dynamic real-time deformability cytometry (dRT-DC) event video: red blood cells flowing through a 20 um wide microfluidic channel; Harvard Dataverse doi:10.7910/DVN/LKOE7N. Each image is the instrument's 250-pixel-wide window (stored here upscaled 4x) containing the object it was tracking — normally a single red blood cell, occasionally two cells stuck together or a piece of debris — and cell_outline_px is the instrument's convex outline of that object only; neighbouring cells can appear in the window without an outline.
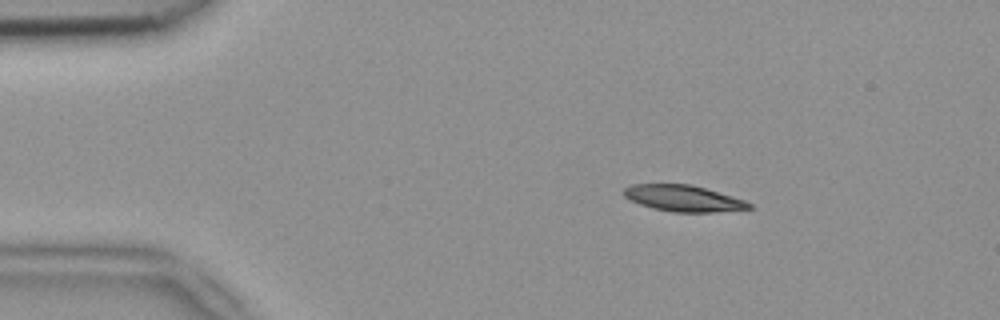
{"species": "common noctule bat (a hibernating species)", "species_latin": "Nyctalus noctula", "temperature_condition": "room temperature", "stored_images_in_passage": 44, "camera_frame_rate_fps": 3000, "um_per_image_px": 0.085, "animal": {"sex": "female", "body_mass_g": 18.4}, "frame": {"image": 1, "passage_image": 1, "time_ms": 0.0, "image_size_px": [1000, 320], "cell_outline_px": [[756, 208], [712, 212], [672, 212], [652, 208], [640, 204], [624, 196], [620, 192], [624, 188], [632, 184], [692, 184], [732, 196], [744, 200], [752, 204]], "centroid_in_image_um": [58.08, 16.85], "position_along_channel_um": 26.9, "area_um2": 19.25}}
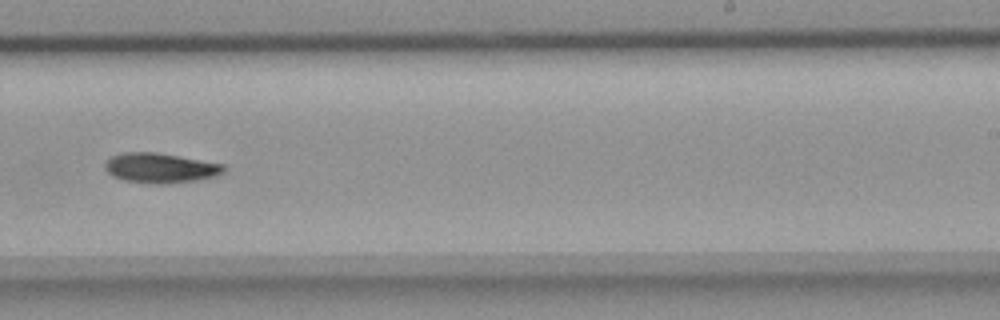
{"frame": {"image": 2, "passage_image": 25, "time_ms": 8.0, "image_size_px": [1000, 320], "cell_outline_px": [[224, 172], [216, 176], [200, 180], [164, 184], [148, 184], [124, 180], [112, 176], [104, 168], [104, 164], [112, 156], [124, 152], [156, 152], [180, 156], [224, 164]], "centroid_in_image_um": [13.63, 14.29], "position_along_channel_um": 275.4, "area_um2": 20.87}}
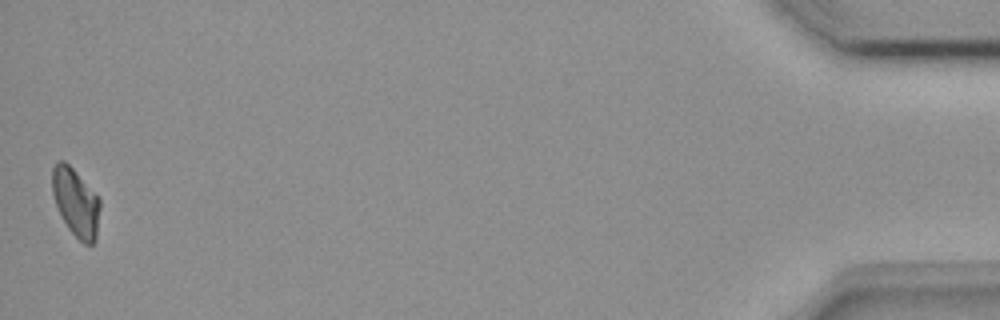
{"frame": {"image": 3, "passage_image": 44, "time_ms": 14.333, "image_size_px": [1000, 320], "cell_outline_px": [[100, 208], [96, 240], [92, 244], [84, 244], [68, 228], [56, 204], [52, 192], [52, 168], [56, 160], [64, 160], [72, 168], [100, 200]], "centroid_in_image_um": [6.43, 17.2], "position_along_channel_um": 428.8, "area_um2": 18.61}, "authors_computed_cell_mechanics": {"area_um2": 19.9699, "velocity_mm_per_s": 3.8981, "shape_relaxation_time_tau1_ms": 4.5812, "shape_relaxation_time_tau2_ms": null, "deformation_change_tau1": 0.1392, "deformation_change_tau2": null}}